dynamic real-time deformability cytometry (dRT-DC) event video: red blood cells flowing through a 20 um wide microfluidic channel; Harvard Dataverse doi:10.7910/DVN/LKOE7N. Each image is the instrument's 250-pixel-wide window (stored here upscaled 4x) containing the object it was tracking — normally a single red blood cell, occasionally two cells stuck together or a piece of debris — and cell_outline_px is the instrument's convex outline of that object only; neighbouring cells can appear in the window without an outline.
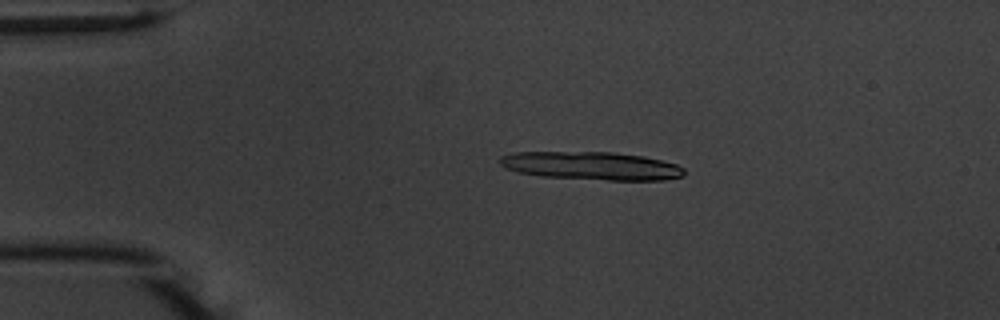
{"species": "common noctule bat (a hibernating species)", "species_latin": "Nyctalus noctula", "temperature_condition": "warm", "stored_images_in_passage": 17, "camera_frame_rate_fps": 3000, "um_per_image_px": 0.085, "animal": {"sex": "male", "body_mass_g": 20.1, "forearm_length_mm": 53.5}, "frame": {"image": 1, "passage_image": 3, "time_ms": 0.667, "image_size_px": [1000, 320], "cell_outline_px": [[684, 176], [664, 180], [608, 180], [544, 176], [520, 172], [508, 168], [500, 164], [500, 156], [516, 152], [612, 152], [644, 156], [676, 164], [684, 168]], "centroid_in_image_um": [50.33, 14.09], "position_along_channel_um": 34.7, "area_um2": 29.94}}